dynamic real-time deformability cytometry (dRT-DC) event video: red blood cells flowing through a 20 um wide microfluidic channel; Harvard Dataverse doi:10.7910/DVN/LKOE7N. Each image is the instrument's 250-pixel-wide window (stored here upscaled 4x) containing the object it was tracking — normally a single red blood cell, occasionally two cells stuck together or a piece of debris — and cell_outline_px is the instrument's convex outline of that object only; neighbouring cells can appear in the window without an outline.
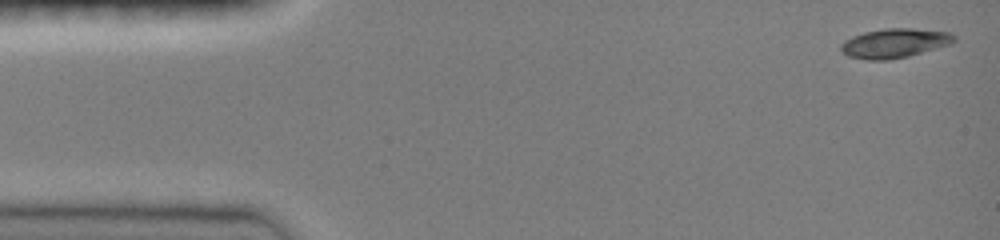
{"species": "common noctule bat (a hibernating species)", "species_latin": "Nyctalus noctula", "temperature_condition": "room temperature", "stored_images_in_passage": 6, "camera_frame_rate_fps": 3000, "um_per_image_px": 0.085, "animal": {"sex": "female", "body_mass_g": 19.0, "forearm_length_mm": 51.5}, "frame": {"image": 1, "passage_image": 1, "time_ms": 0.0, "image_size_px": [1000, 240], "cell_outline_px": [[956, 40], [948, 44], [908, 56], [888, 60], [868, 60], [848, 56], [840, 48], [840, 44], [844, 40], [852, 36], [864, 32], [884, 28], [912, 28], [948, 32], [956, 36]], "centroid_in_image_um": [76.0, 3.66], "position_along_channel_um": 9.0, "area_um2": 19.19}}
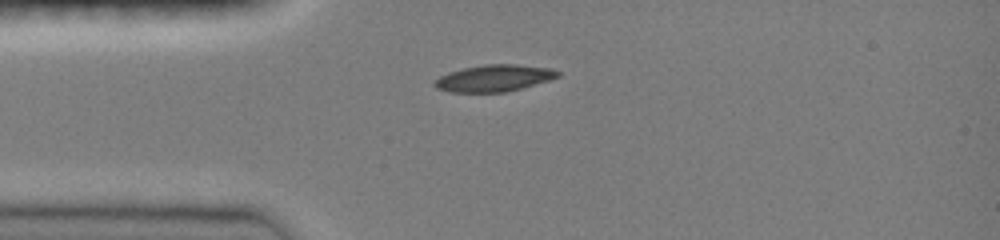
{"frame": {"image": 2, "passage_image": 4, "time_ms": 3.333, "image_size_px": [1000, 240], "cell_outline_px": [[560, 76], [548, 80], [520, 88], [504, 92], [452, 92], [436, 88], [432, 84], [432, 80], [448, 72], [464, 68], [484, 64], [516, 64], [552, 68], [560, 72]], "centroid_in_image_um": [41.96, 6.63], "position_along_channel_um": 43.0, "area_um2": 19.19}}
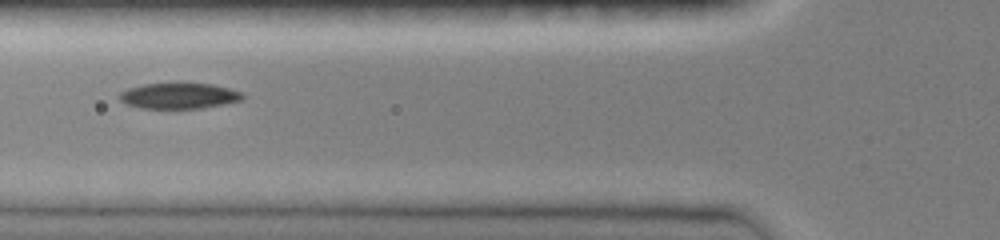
{"frame": {"image": 3, "passage_image": 6, "time_ms": 5.333, "image_size_px": [1000, 240], "cell_outline_px": [[244, 100], [204, 108], [140, 108], [128, 104], [120, 100], [116, 96], [120, 92], [128, 88], [144, 84], [212, 84], [228, 88], [240, 92], [244, 96]], "centroid_in_image_um": [15.2, 8.15], "position_along_channel_um": 110.6, "area_um2": 18.32}}